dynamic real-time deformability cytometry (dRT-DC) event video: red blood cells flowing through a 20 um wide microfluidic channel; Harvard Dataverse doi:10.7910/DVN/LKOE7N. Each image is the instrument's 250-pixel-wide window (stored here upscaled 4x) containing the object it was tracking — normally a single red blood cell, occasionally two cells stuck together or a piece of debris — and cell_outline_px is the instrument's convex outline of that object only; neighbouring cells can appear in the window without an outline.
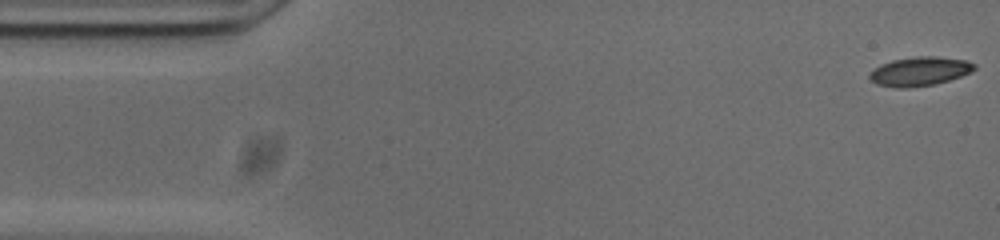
{"species": "common noctule bat (a hibernating species)", "species_latin": "Nyctalus noctula", "temperature_condition": "cold", "stored_images_in_passage": 53, "camera_frame_rate_fps": 3000, "um_per_image_px": 0.085, "animal": {"sex": "male", "body_mass_g": 20.0, "forearm_length_mm": 53.3}, "frame": {"image": 1, "passage_image": 1, "time_ms": 0.0, "image_size_px": [1000, 240], "cell_outline_px": [[976, 68], [972, 72], [948, 80], [932, 84], [904, 88], [900, 88], [876, 84], [868, 76], [880, 64], [892, 60], [916, 56], [936, 56], [964, 60], [976, 64]], "centroid_in_image_um": [78.18, 6.05], "position_along_channel_um": 6.8, "area_um2": 17.46}}
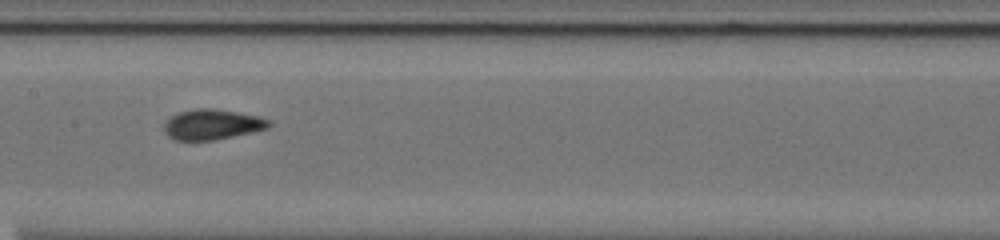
{"frame": {"image": 2, "passage_image": 25, "time_ms": 8.0, "image_size_px": [1000, 240], "cell_outline_px": [[272, 124], [268, 128], [252, 132], [212, 140], [176, 140], [168, 136], [164, 128], [164, 124], [172, 116], [180, 112], [196, 108], [212, 108], [236, 112], [256, 116], [272, 120]], "centroid_in_image_um": [18.06, 10.57], "position_along_channel_um": 189.3, "area_um2": 18.26}}
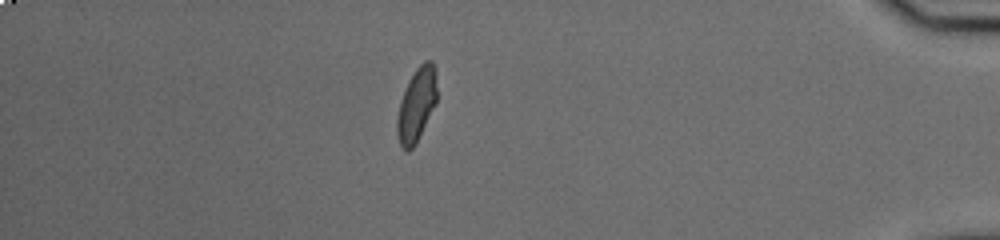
{"frame": {"image": 3, "passage_image": 46, "time_ms": 15.0, "image_size_px": [1000, 240], "cell_outline_px": [[436, 104], [416, 144], [408, 152], [400, 148], [396, 132], [396, 116], [400, 100], [408, 80], [416, 68], [424, 60], [432, 60], [436, 68]], "centroid_in_image_um": [35.39, 8.92], "position_along_channel_um": 399.8, "area_um2": 17.57}, "authors_computed_cell_mechanics": {"area_um2": 17.4556, "velocity_mm_per_s": 3.7481, "shape_relaxation_time_tau1_ms": 7.5138, "shape_relaxation_time_tau2_ms": 1.0035, "deformation_change_tau1": 0.1829, "deformation_change_tau2": 0.0612}}